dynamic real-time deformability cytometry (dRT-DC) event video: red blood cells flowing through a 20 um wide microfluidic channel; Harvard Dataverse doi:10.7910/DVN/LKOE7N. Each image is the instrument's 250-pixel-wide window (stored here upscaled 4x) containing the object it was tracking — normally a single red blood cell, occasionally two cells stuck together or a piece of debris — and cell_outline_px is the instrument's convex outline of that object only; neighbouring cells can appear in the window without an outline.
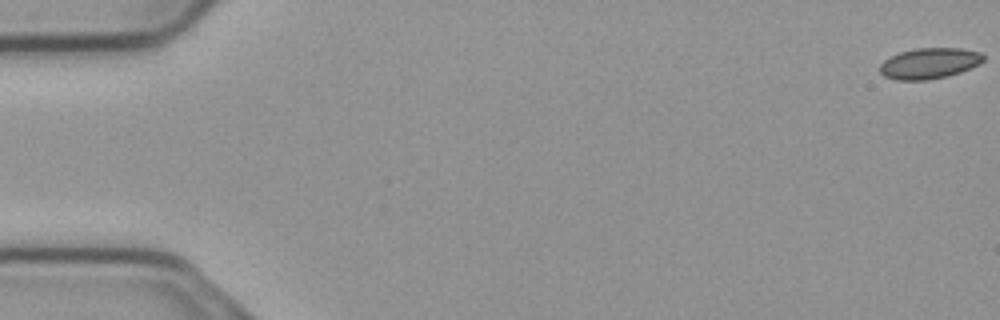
{"species": "common noctule bat (a hibernating species)", "species_latin": "Nyctalus noctula", "temperature_condition": "cold", "stored_images_in_passage": 56, "camera_frame_rate_fps": 3000, "um_per_image_px": 0.085, "animal": {"sex": "male", "body_mass_g": 23.1, "forearm_length_mm": 52.7}, "frame": {"image": 1, "passage_image": 1, "time_ms": 0.0, "image_size_px": [1000, 320], "cell_outline_px": [[984, 60], [960, 72], [948, 76], [924, 80], [896, 80], [884, 76], [880, 72], [880, 64], [884, 60], [900, 52], [916, 48], [960, 48], [980, 52], [984, 56]], "centroid_in_image_um": [78.96, 5.38], "position_along_channel_um": 6.0, "area_um2": 18.38}}
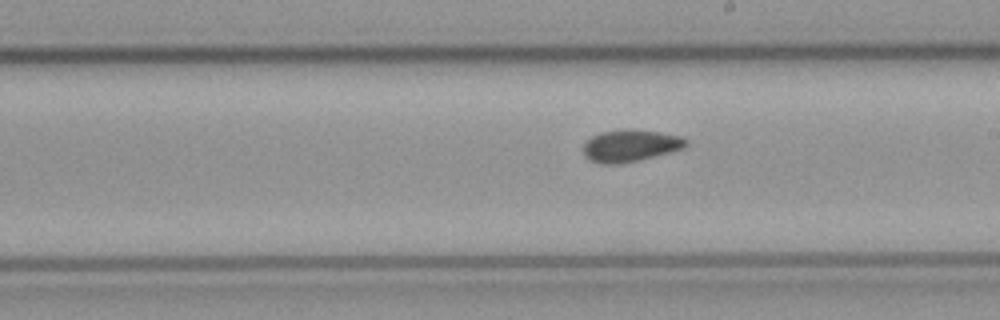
{"frame": {"image": 2, "passage_image": 32, "time_ms": 10.333, "image_size_px": [1000, 320], "cell_outline_px": [[688, 144], [684, 148], [636, 160], [616, 164], [604, 164], [592, 160], [584, 156], [584, 144], [592, 136], [600, 132], [624, 128], [632, 128], [660, 132], [684, 136], [688, 140]], "centroid_in_image_um": [53.61, 12.34], "position_along_channel_um": 235.4, "area_um2": 19.13}}
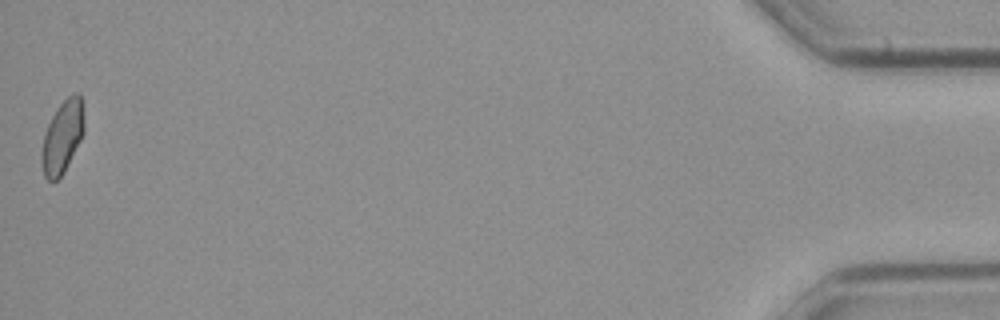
{"frame": {"image": 3, "passage_image": 56, "time_ms": 18.333, "image_size_px": [1000, 320], "cell_outline_px": [[84, 132], [64, 172], [56, 180], [48, 180], [44, 176], [40, 160], [40, 156], [44, 132], [52, 116], [60, 104], [72, 92], [80, 92], [84, 120]], "centroid_in_image_um": [5.29, 11.62], "position_along_channel_um": 429.9, "area_um2": 17.98}, "authors_computed_cell_mechanics": {"area_um2": 18.5538, "velocity_mm_per_s": 3.7162, "shape_relaxation_time_tau1_ms": 8.9798, "shape_relaxation_time_tau2_ms": 5.0467, "deformation_change_tau1": 0.0895, "deformation_change_tau2": 0.1011}}